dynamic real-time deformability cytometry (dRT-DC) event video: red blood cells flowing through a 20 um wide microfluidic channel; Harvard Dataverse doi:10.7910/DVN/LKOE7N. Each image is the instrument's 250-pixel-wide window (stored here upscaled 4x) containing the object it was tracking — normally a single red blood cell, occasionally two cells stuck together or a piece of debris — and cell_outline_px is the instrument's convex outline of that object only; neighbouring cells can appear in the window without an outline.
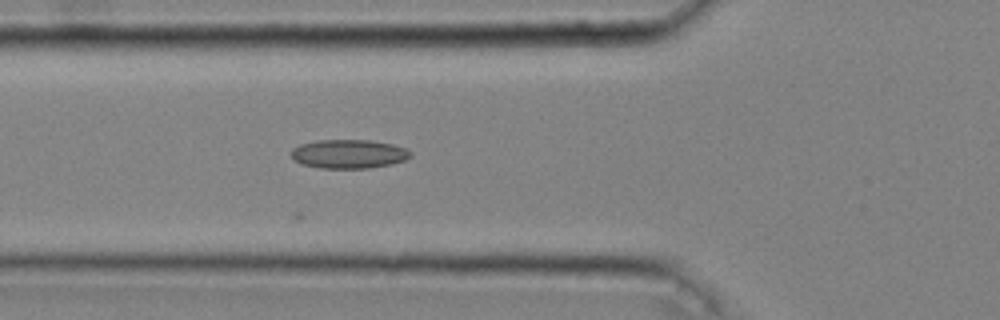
{"species": "common noctule bat (a hibernating species)", "species_latin": "Nyctalus noctula", "temperature_condition": "cold", "stored_images_in_passage": 27, "camera_frame_rate_fps": 3000, "um_per_image_px": 0.085, "animal": {"sex": "male", "body_mass_g": 20.4}, "frame": {"image": 1, "passage_image": 4, "time_ms": 1.0, "image_size_px": [1000, 320], "cell_outline_px": [[412, 156], [404, 160], [388, 164], [368, 168], [320, 168], [300, 164], [292, 160], [292, 148], [300, 144], [320, 140], [372, 140], [392, 144], [404, 148], [412, 152]], "centroid_in_image_um": [29.61, 13.08], "position_along_channel_um": 96.2, "area_um2": 20.06}}
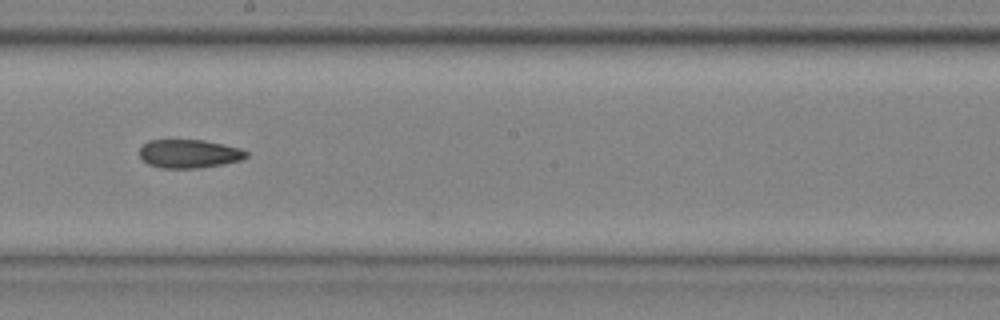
{"frame": {"image": 2, "passage_image": 14, "time_ms": 4.333, "image_size_px": [1000, 320], "cell_outline_px": [[248, 156], [240, 160], [224, 164], [200, 168], [160, 168], [148, 164], [140, 156], [140, 148], [148, 140], [204, 140], [224, 144], [240, 148], [248, 152]], "centroid_in_image_um": [16.09, 13.07], "position_along_channel_um": 232.1, "area_um2": 17.8}}
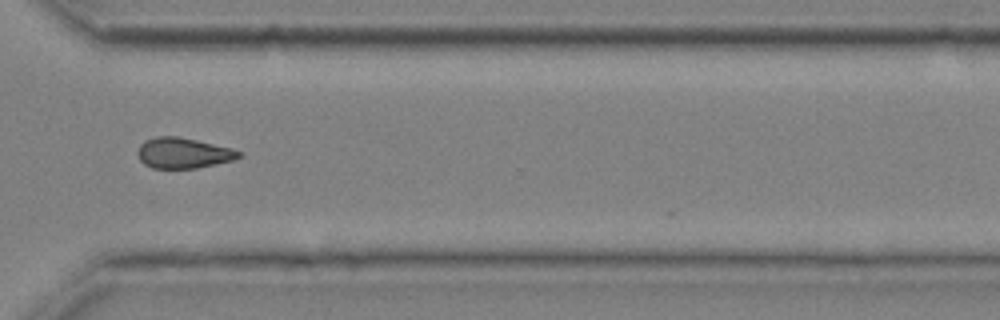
{"frame": {"image": 3, "passage_image": 23, "time_ms": 7.333, "image_size_px": [1000, 320], "cell_outline_px": [[244, 156], [232, 160], [196, 168], [152, 168], [144, 164], [140, 160], [136, 152], [140, 144], [144, 140], [156, 136], [180, 136], [232, 148], [240, 152]], "centroid_in_image_um": [15.55, 12.99], "position_along_channel_um": 355.0, "area_um2": 18.15}}